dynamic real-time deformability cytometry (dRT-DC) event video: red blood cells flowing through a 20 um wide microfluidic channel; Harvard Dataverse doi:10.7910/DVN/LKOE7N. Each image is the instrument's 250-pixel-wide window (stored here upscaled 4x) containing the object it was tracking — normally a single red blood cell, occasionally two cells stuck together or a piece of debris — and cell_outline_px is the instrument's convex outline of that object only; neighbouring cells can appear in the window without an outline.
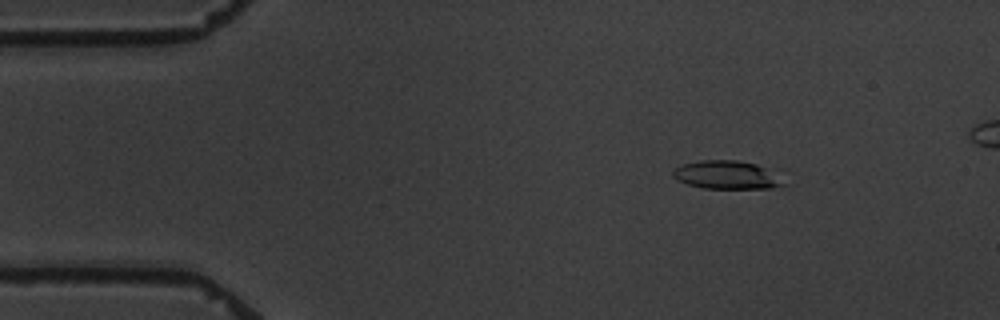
{"species": "common noctule bat (a hibernating species)", "species_latin": "Nyctalus noctula", "temperature_condition": "warm", "stored_images_in_passage": 5, "camera_frame_rate_fps": 3000, "um_per_image_px": 0.085, "animal": {"sex": "male", "body_mass_g": 19.5, "forearm_length_mm": 54.6}, "frame": {"image": 1, "passage_image": 2, "time_ms": 1.0, "image_size_px": [1000, 320], "cell_outline_px": [[788, 184], [772, 188], [704, 188], [688, 184], [676, 180], [672, 176], [672, 172], [676, 168], [684, 164], [700, 160], [736, 160], [756, 164], [764, 168]], "centroid_in_image_um": [61.73, 14.87], "position_along_channel_um": 23.3, "area_um2": 17.92}}